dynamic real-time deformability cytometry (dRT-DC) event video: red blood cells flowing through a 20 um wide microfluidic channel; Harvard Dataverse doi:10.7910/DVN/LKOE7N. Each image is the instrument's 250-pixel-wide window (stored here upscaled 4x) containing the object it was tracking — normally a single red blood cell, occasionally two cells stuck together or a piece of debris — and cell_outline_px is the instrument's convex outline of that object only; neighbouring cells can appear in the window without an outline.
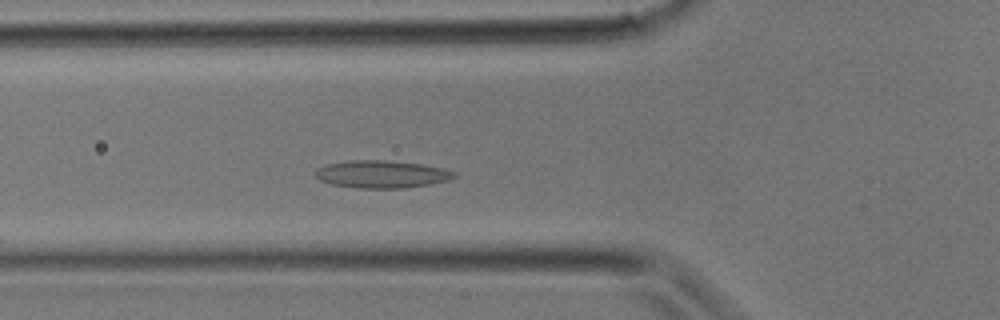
{"species": "common noctule bat (a hibernating species)", "species_latin": "Nyctalus noctula", "temperature_condition": "room temperature", "stored_images_in_passage": 10, "camera_frame_rate_fps": 3000, "um_per_image_px": 0.085, "animal": {"sex": "male", "body_mass_g": 17.9}, "frame": {"image": 1, "passage_image": 4, "time_ms": 1.0, "image_size_px": [1000, 320], "cell_outline_px": [[456, 176], [448, 180], [428, 184], [404, 188], [356, 188], [332, 184], [320, 180], [316, 176], [316, 168], [328, 164], [352, 160], [384, 160], [420, 164], [444, 168], [456, 172]], "centroid_in_image_um": [32.45, 14.81], "position_along_channel_um": 93.4, "area_um2": 22.08}}
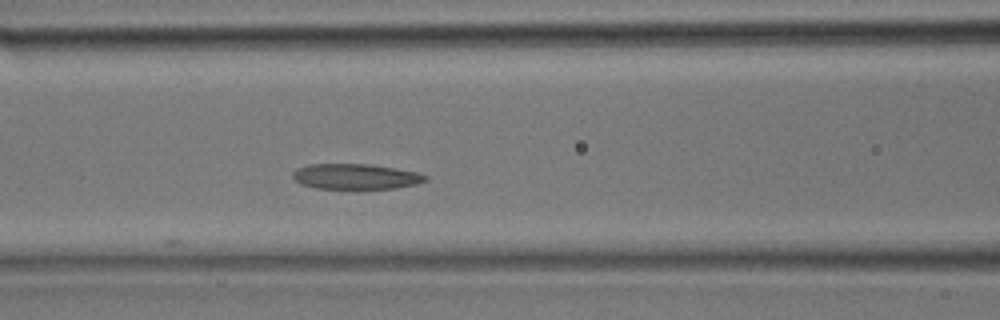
{"frame": {"image": 2, "passage_image": 6, "time_ms": 1.667, "image_size_px": [1000, 320], "cell_outline_px": [[428, 180], [416, 184], [396, 188], [316, 188], [300, 184], [292, 176], [292, 172], [296, 168], [308, 164], [368, 164], [416, 172], [428, 176]], "centroid_in_image_um": [30.2, 15.0], "position_along_channel_um": 136.4, "area_um2": 19.48}}
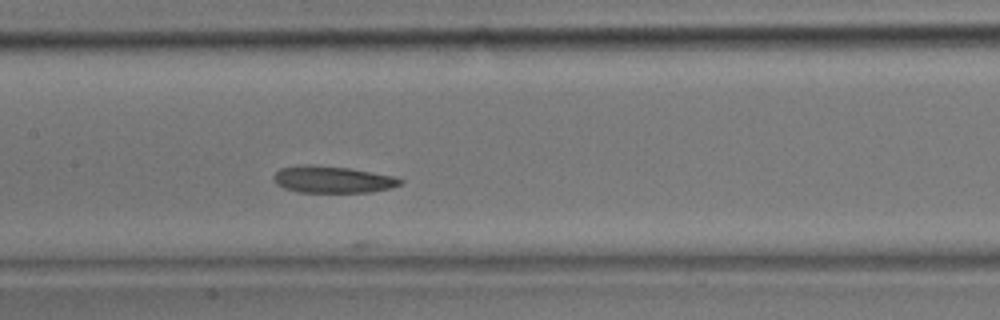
{"frame": {"image": 3, "passage_image": 8, "time_ms": 2.333, "image_size_px": [1000, 320], "cell_outline_px": [[404, 180], [400, 184], [388, 188], [372, 192], [300, 192], [284, 188], [276, 184], [272, 180], [272, 176], [280, 168], [304, 164], [312, 164], [348, 168], [396, 176]], "centroid_in_image_um": [28.23, 15.25], "position_along_channel_um": 179.2, "area_um2": 19.88}}